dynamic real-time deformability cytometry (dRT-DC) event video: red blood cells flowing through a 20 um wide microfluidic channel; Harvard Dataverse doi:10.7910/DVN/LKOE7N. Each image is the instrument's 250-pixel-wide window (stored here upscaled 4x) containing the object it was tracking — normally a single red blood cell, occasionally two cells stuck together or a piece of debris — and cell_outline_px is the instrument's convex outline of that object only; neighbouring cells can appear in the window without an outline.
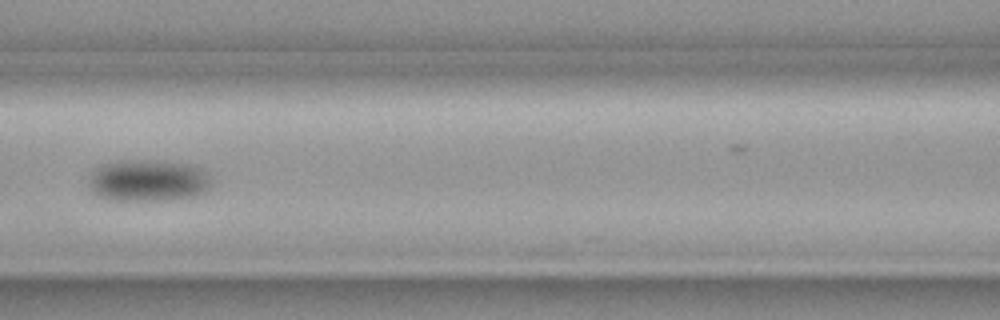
{"species": "common noctule bat (a hibernating species)", "species_latin": "Nyctalus noctula", "temperature_condition": "cold", "stored_images_in_passage": 8, "camera_frame_rate_fps": 3000, "um_per_image_px": 0.085, "animal": {"sex": "female", "body_mass_g": 19.3, "forearm_length_mm": 54.1}, "frame": {"image": 1, "passage_image": 8, "time_ms": 2.333, "image_size_px": [1000, 320], "cell_outline_px": [[208, 188], [204, 192], [196, 196], [176, 200], [108, 200], [96, 196], [92, 192], [88, 184], [88, 176], [92, 168], [96, 164], [120, 160], [156, 160], [192, 164], [208, 172]], "centroid_in_image_um": [12.5, 15.33], "position_along_channel_um": 154.1, "area_um2": 30.75}}